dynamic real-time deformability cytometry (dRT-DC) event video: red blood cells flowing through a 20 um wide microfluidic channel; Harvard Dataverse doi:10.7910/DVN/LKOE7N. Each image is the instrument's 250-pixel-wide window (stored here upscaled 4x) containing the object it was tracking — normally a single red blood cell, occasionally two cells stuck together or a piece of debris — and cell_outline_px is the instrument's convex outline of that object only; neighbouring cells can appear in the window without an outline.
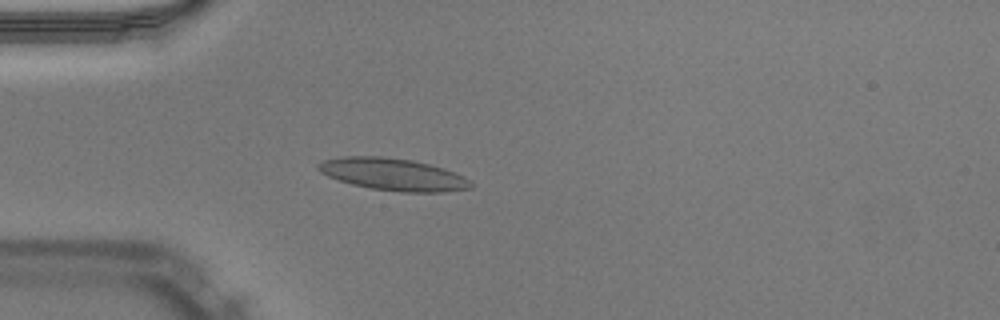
{"species": "Egyptian fruit bat (a non-hibernating species)", "species_latin": "Rousettus aegyptiacus", "temperature_condition": "warm", "stored_images_in_passage": 40, "camera_frame_rate_fps": 3000, "um_per_image_px": 0.085, "animal": {"sex": "male"}, "frame": {"image": 1, "passage_image": 7, "time_ms": 2.0, "image_size_px": [1000, 320], "cell_outline_px": [[472, 188], [444, 192], [400, 192], [372, 188], [352, 184], [328, 176], [320, 172], [316, 168], [324, 160], [344, 156], [380, 156], [412, 160], [444, 168], [456, 172], [464, 176], [472, 184]], "centroid_in_image_um": [33.44, 14.82], "position_along_channel_um": 51.6, "area_um2": 28.44}}
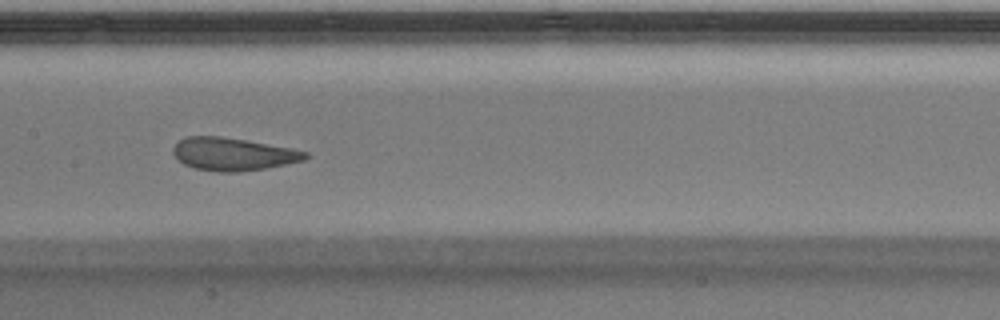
{"frame": {"image": 2, "passage_image": 18, "time_ms": 5.667, "image_size_px": [1000, 320], "cell_outline_px": [[308, 156], [304, 160], [264, 168], [240, 172], [220, 172], [196, 168], [184, 164], [172, 152], [172, 148], [180, 140], [188, 136], [220, 136], [292, 148], [308, 152]], "centroid_in_image_um": [19.8, 13.1], "position_along_channel_um": 187.6, "area_um2": 24.91}, "authors_computed_cell_mechanics": {"area_um2": 26.1834, "velocity_mm_per_s": 3.9717, "shape_relaxation_time_tau1_ms": 3.8824, "shape_relaxation_time_tau2_ms": 0.9076, "deformation_change_tau1": 0.1357, "deformation_change_tau2": 0.0842}}